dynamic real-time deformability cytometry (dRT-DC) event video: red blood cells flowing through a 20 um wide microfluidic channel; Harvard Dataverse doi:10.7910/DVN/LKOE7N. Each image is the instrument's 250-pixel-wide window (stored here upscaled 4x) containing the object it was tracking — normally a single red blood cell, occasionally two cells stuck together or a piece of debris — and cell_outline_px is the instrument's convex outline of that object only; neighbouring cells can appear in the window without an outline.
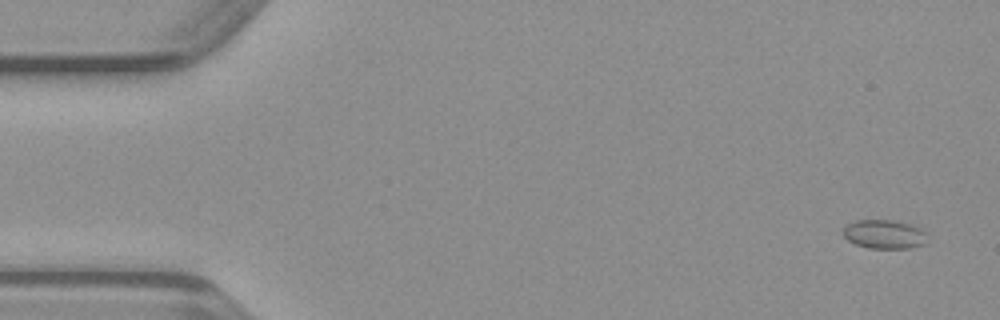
{"species": "common noctule bat (a hibernating species)", "species_latin": "Nyctalus noctula", "temperature_condition": "warm", "stored_images_in_passage": 16, "camera_frame_rate_fps": 3000, "um_per_image_px": 0.085, "animal": {"sex": "male", "body_mass_g": 23.1, "forearm_length_mm": 52.7}, "frame": {"image": 1, "passage_image": 3, "time_ms": 0.667, "image_size_px": [1000, 320], "cell_outline_px": [[924, 244], [912, 248], [868, 248], [856, 244], [848, 240], [844, 236], [844, 228], [848, 224], [856, 220], [892, 220], [912, 224], [920, 228], [924, 232]], "centroid_in_image_um": [75.15, 19.91], "position_along_channel_um": 9.8, "area_um2": 13.99}}